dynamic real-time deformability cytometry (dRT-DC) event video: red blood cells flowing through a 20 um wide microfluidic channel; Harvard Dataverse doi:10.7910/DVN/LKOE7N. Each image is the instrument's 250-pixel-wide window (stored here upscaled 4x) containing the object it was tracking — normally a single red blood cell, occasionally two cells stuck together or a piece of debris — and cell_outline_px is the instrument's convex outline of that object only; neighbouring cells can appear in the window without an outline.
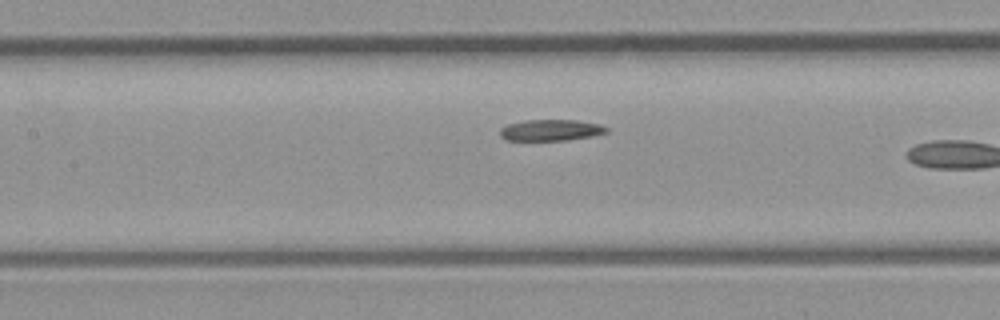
{"species": "common noctule bat (a hibernating species)", "species_latin": "Nyctalus noctula", "temperature_condition": "room temperature", "stored_images_in_passage": 14, "camera_frame_rate_fps": 3000, "um_per_image_px": 0.085, "animal": {"sex": "male", "body_mass_g": 23.1, "forearm_length_mm": 52.7}, "frame": {"image": 1, "passage_image": 12, "time_ms": 3.667, "image_size_px": [1000, 320], "cell_outline_px": [[608, 132], [592, 136], [568, 140], [504, 140], [500, 136], [500, 128], [508, 124], [524, 120], [576, 120], [600, 124], [608, 128]], "centroid_in_image_um": [46.81, 11.06], "position_along_channel_um": 160.6, "area_um2": 13.24}}